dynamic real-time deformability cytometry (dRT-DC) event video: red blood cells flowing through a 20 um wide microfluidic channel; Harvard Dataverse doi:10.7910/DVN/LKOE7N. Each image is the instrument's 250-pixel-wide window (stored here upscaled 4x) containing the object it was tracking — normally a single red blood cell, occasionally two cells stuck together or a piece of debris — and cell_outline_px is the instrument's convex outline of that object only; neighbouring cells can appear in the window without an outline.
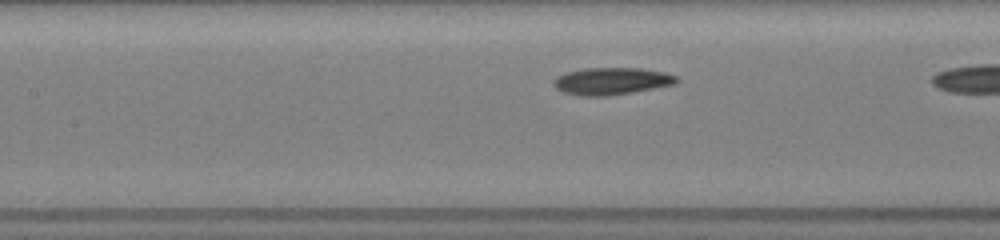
{"species": "common noctule bat (a hibernating species)", "species_latin": "Nyctalus noctula", "temperature_condition": "room temperature", "stored_images_in_passage": 16, "camera_frame_rate_fps": 3000, "um_per_image_px": 0.085, "animal": {"sex": "female", "body_mass_g": 19.5, "forearm_length_mm": 54.1}, "frame": {"image": 1, "passage_image": 7, "time_ms": 2.333, "image_size_px": [1000, 240], "cell_outline_px": [[680, 80], [676, 84], [632, 92], [608, 96], [580, 96], [560, 92], [552, 84], [560, 76], [568, 72], [584, 68], [640, 68], [664, 72], [676, 76]], "centroid_in_image_um": [52.0, 6.9], "position_along_channel_um": 155.4, "area_um2": 19.42}}
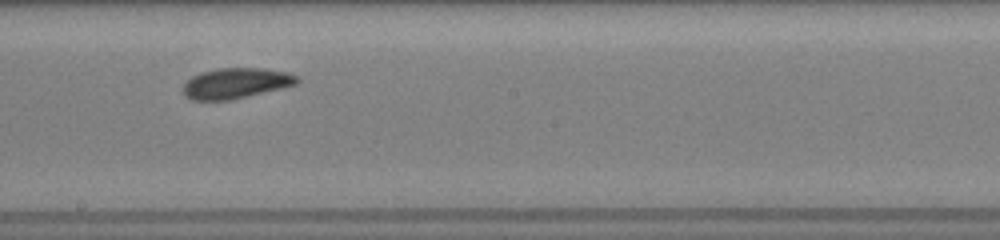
{"frame": {"image": 2, "passage_image": 10, "time_ms": 5.0, "image_size_px": [1000, 240], "cell_outline_px": [[300, 80], [296, 84], [284, 88], [228, 100], [192, 100], [184, 96], [184, 84], [192, 76], [200, 72], [216, 68], [264, 68], [288, 72], [300, 76]], "centroid_in_image_um": [20.09, 7.06], "position_along_channel_um": 228.1, "area_um2": 20.4}}
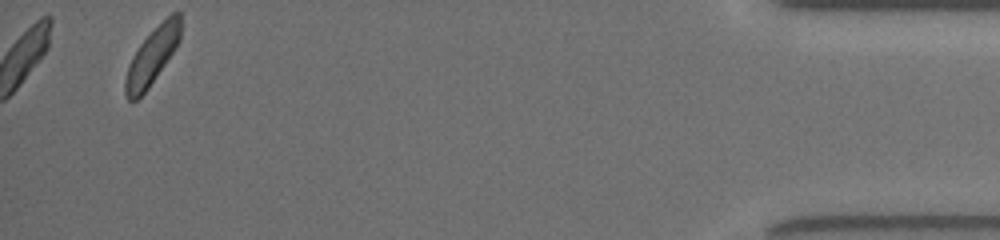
{"frame": {"image": 3, "passage_image": 16, "time_ms": 11.667, "image_size_px": [1000, 240], "cell_outline_px": [[180, 40], [176, 48], [148, 88], [136, 100], [128, 100], [124, 92], [124, 80], [128, 64], [132, 56], [140, 44], [172, 12], [180, 12]], "centroid_in_image_um": [12.91, 4.81], "position_along_channel_um": 422.3, "area_um2": 17.86}, "authors_computed_cell_mechanics": {"area_um2": 19.3052, "velocity_mm_per_s": 3.9653, "shape_relaxation_time_tau1_ms": 2.7522, "shape_relaxation_time_tau2_ms": null, "deformation_change_tau1": 0.1203, "deformation_change_tau2": null}}